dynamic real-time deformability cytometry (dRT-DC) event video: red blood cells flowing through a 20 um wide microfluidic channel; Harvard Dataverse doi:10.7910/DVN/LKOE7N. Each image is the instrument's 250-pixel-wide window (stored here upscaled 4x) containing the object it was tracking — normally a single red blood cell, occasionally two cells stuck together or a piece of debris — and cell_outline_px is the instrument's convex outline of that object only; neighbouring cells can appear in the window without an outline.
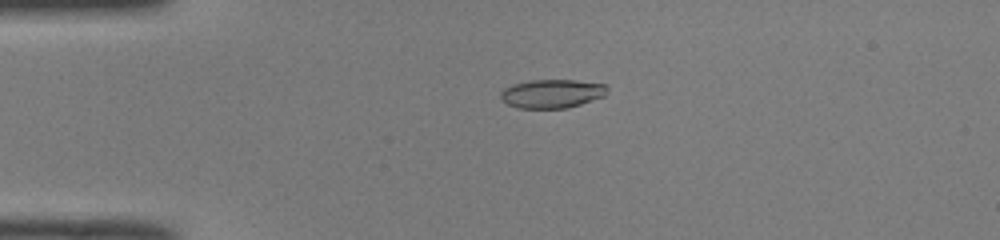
{"species": "common noctule bat (a hibernating species)", "species_latin": "Nyctalus noctula", "temperature_condition": "room temperature", "stored_images_in_passage": 52, "camera_frame_rate_fps": 3000, "um_per_image_px": 0.085, "animal": {"sex": "male", "body_mass_g": 19.0, "forearm_length_mm": 50.8}, "frame": {"image": 1, "passage_image": 13, "time_ms": 4.0, "image_size_px": [1000, 240], "cell_outline_px": [[608, 88], [604, 96], [568, 108], [516, 108], [500, 100], [500, 92], [504, 88], [512, 84], [528, 80], [576, 80], [608, 84]], "centroid_in_image_um": [46.9, 7.95], "position_along_channel_um": 38.1, "area_um2": 18.03}}
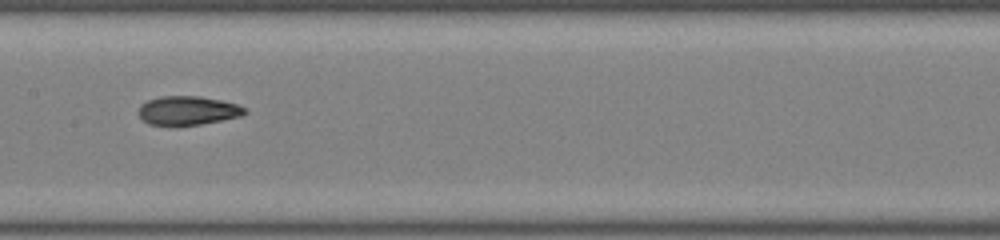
{"frame": {"image": 2, "passage_image": 27, "time_ms": 8.667, "image_size_px": [1000, 240], "cell_outline_px": [[248, 112], [240, 116], [200, 124], [148, 124], [136, 112], [140, 104], [148, 100], [160, 96], [200, 96], [220, 100], [236, 104], [248, 108]], "centroid_in_image_um": [15.95, 9.37], "position_along_channel_um": 191.4, "area_um2": 17.69}}
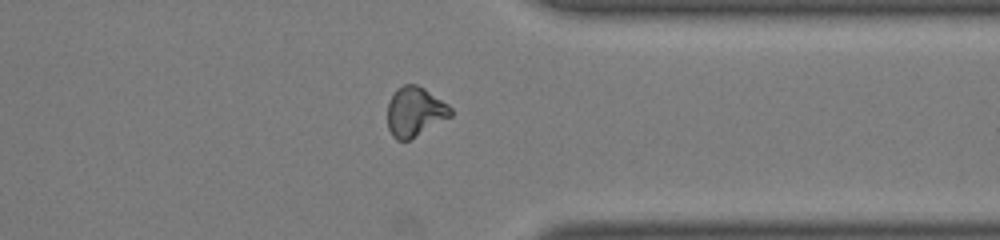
{"frame": {"image": 3, "passage_image": 41, "time_ms": 13.333, "image_size_px": [1000, 240], "cell_outline_px": [[452, 116], [408, 140], [396, 140], [392, 136], [388, 128], [388, 104], [396, 88], [404, 84], [416, 84], [424, 88], [448, 104], [452, 108]], "centroid_in_image_um": [35.26, 9.48], "position_along_channel_um": 376.1, "area_um2": 18.15}, "authors_computed_cell_mechanics": {"area_um2": 18.207, "velocity_mm_per_s": 4.0304, "shape_relaxation_time_tau1_ms": null, "shape_relaxation_time_tau2_ms": 1.9233, "deformation_change_tau1": null, "deformation_change_tau2": 0.0693}}